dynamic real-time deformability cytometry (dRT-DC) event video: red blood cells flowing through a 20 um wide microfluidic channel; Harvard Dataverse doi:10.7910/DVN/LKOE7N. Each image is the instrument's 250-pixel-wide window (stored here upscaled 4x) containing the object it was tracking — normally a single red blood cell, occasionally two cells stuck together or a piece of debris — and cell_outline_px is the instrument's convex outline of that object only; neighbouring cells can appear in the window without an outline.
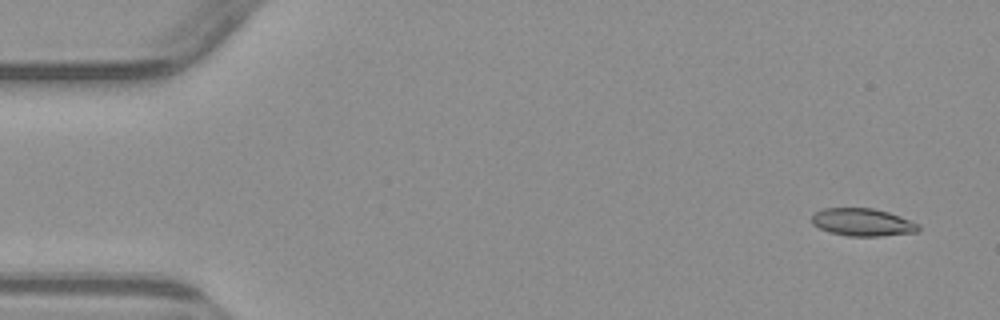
{"species": "common noctule bat (a hibernating species)", "species_latin": "Nyctalus noctula", "temperature_condition": "warm", "stored_images_in_passage": 4, "camera_frame_rate_fps": 3000, "um_per_image_px": 0.085, "animal": {"sex": "male", "body_mass_g": 23.1, "forearm_length_mm": 52.7}, "frame": {"image": 1, "passage_image": 1, "time_ms": 0.0, "image_size_px": [1000, 320], "cell_outline_px": [[920, 228], [916, 232], [880, 236], [848, 236], [828, 232], [812, 224], [812, 216], [816, 212], [824, 208], [872, 208], [888, 212], [900, 216], [920, 224]], "centroid_in_image_um": [73.32, 18.89], "position_along_channel_um": 11.7, "area_um2": 17.17}}
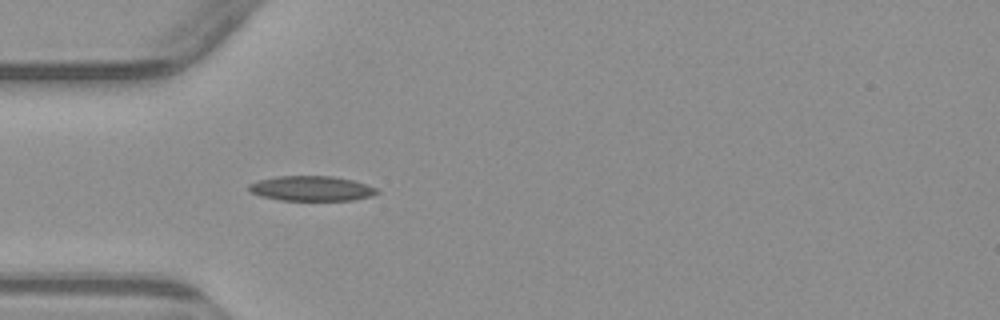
{"frame": {"image": 2, "passage_image": 4, "time_ms": 4.333, "image_size_px": [1000, 320], "cell_outline_px": [[380, 192], [372, 196], [352, 200], [280, 200], [260, 196], [252, 192], [248, 188], [248, 184], [256, 180], [276, 176], [332, 176], [352, 180], [376, 188]], "centroid_in_image_um": [26.44, 16.01], "position_along_channel_um": 58.6, "area_um2": 18.61}}